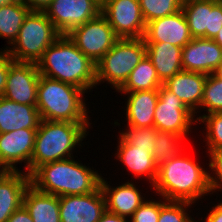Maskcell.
Listing matches in <instances>:
<instances>
[{
    "mask_svg": "<svg viewBox=\"0 0 222 222\" xmlns=\"http://www.w3.org/2000/svg\"><path fill=\"white\" fill-rule=\"evenodd\" d=\"M182 11L193 38L214 39L222 28V0H183Z\"/></svg>",
    "mask_w": 222,
    "mask_h": 222,
    "instance_id": "cell-12",
    "label": "cell"
},
{
    "mask_svg": "<svg viewBox=\"0 0 222 222\" xmlns=\"http://www.w3.org/2000/svg\"><path fill=\"white\" fill-rule=\"evenodd\" d=\"M205 222H222V203L214 206Z\"/></svg>",
    "mask_w": 222,
    "mask_h": 222,
    "instance_id": "cell-39",
    "label": "cell"
},
{
    "mask_svg": "<svg viewBox=\"0 0 222 222\" xmlns=\"http://www.w3.org/2000/svg\"><path fill=\"white\" fill-rule=\"evenodd\" d=\"M194 113L164 85L158 89V101L154 111V127L180 137L189 134Z\"/></svg>",
    "mask_w": 222,
    "mask_h": 222,
    "instance_id": "cell-10",
    "label": "cell"
},
{
    "mask_svg": "<svg viewBox=\"0 0 222 222\" xmlns=\"http://www.w3.org/2000/svg\"><path fill=\"white\" fill-rule=\"evenodd\" d=\"M84 93L81 88L40 75L36 107L41 120L89 123Z\"/></svg>",
    "mask_w": 222,
    "mask_h": 222,
    "instance_id": "cell-5",
    "label": "cell"
},
{
    "mask_svg": "<svg viewBox=\"0 0 222 222\" xmlns=\"http://www.w3.org/2000/svg\"><path fill=\"white\" fill-rule=\"evenodd\" d=\"M23 206L33 222H61L59 197L36 190L29 185L23 196Z\"/></svg>",
    "mask_w": 222,
    "mask_h": 222,
    "instance_id": "cell-24",
    "label": "cell"
},
{
    "mask_svg": "<svg viewBox=\"0 0 222 222\" xmlns=\"http://www.w3.org/2000/svg\"><path fill=\"white\" fill-rule=\"evenodd\" d=\"M185 138L175 135L171 132L160 131L156 129V139L152 152L154 162L157 166L172 157L177 156L181 152L180 141Z\"/></svg>",
    "mask_w": 222,
    "mask_h": 222,
    "instance_id": "cell-28",
    "label": "cell"
},
{
    "mask_svg": "<svg viewBox=\"0 0 222 222\" xmlns=\"http://www.w3.org/2000/svg\"><path fill=\"white\" fill-rule=\"evenodd\" d=\"M40 75L81 88L96 85V65L84 55L67 35H61L37 62Z\"/></svg>",
    "mask_w": 222,
    "mask_h": 222,
    "instance_id": "cell-2",
    "label": "cell"
},
{
    "mask_svg": "<svg viewBox=\"0 0 222 222\" xmlns=\"http://www.w3.org/2000/svg\"><path fill=\"white\" fill-rule=\"evenodd\" d=\"M101 14L119 38L144 37L146 22L139 0H101Z\"/></svg>",
    "mask_w": 222,
    "mask_h": 222,
    "instance_id": "cell-9",
    "label": "cell"
},
{
    "mask_svg": "<svg viewBox=\"0 0 222 222\" xmlns=\"http://www.w3.org/2000/svg\"><path fill=\"white\" fill-rule=\"evenodd\" d=\"M222 61V48L213 40L193 38L182 48L181 63L184 71L210 75Z\"/></svg>",
    "mask_w": 222,
    "mask_h": 222,
    "instance_id": "cell-17",
    "label": "cell"
},
{
    "mask_svg": "<svg viewBox=\"0 0 222 222\" xmlns=\"http://www.w3.org/2000/svg\"><path fill=\"white\" fill-rule=\"evenodd\" d=\"M7 222H33L32 217L22 205L9 217Z\"/></svg>",
    "mask_w": 222,
    "mask_h": 222,
    "instance_id": "cell-38",
    "label": "cell"
},
{
    "mask_svg": "<svg viewBox=\"0 0 222 222\" xmlns=\"http://www.w3.org/2000/svg\"><path fill=\"white\" fill-rule=\"evenodd\" d=\"M19 1H21L26 7H28L30 11L44 12L53 0H19Z\"/></svg>",
    "mask_w": 222,
    "mask_h": 222,
    "instance_id": "cell-37",
    "label": "cell"
},
{
    "mask_svg": "<svg viewBox=\"0 0 222 222\" xmlns=\"http://www.w3.org/2000/svg\"><path fill=\"white\" fill-rule=\"evenodd\" d=\"M106 211L100 186L92 193L59 196L61 222H98Z\"/></svg>",
    "mask_w": 222,
    "mask_h": 222,
    "instance_id": "cell-14",
    "label": "cell"
},
{
    "mask_svg": "<svg viewBox=\"0 0 222 222\" xmlns=\"http://www.w3.org/2000/svg\"><path fill=\"white\" fill-rule=\"evenodd\" d=\"M200 107H207L208 114L222 112V79L208 75Z\"/></svg>",
    "mask_w": 222,
    "mask_h": 222,
    "instance_id": "cell-30",
    "label": "cell"
},
{
    "mask_svg": "<svg viewBox=\"0 0 222 222\" xmlns=\"http://www.w3.org/2000/svg\"><path fill=\"white\" fill-rule=\"evenodd\" d=\"M143 38L146 43L164 42L181 48L193 39L182 9L173 15L148 22Z\"/></svg>",
    "mask_w": 222,
    "mask_h": 222,
    "instance_id": "cell-16",
    "label": "cell"
},
{
    "mask_svg": "<svg viewBox=\"0 0 222 222\" xmlns=\"http://www.w3.org/2000/svg\"><path fill=\"white\" fill-rule=\"evenodd\" d=\"M100 188L105 197L106 211L122 217L132 216L145 201L133 183L126 182L116 188H110L101 177Z\"/></svg>",
    "mask_w": 222,
    "mask_h": 222,
    "instance_id": "cell-21",
    "label": "cell"
},
{
    "mask_svg": "<svg viewBox=\"0 0 222 222\" xmlns=\"http://www.w3.org/2000/svg\"><path fill=\"white\" fill-rule=\"evenodd\" d=\"M44 13L61 35H67L101 13V0H53Z\"/></svg>",
    "mask_w": 222,
    "mask_h": 222,
    "instance_id": "cell-11",
    "label": "cell"
},
{
    "mask_svg": "<svg viewBox=\"0 0 222 222\" xmlns=\"http://www.w3.org/2000/svg\"><path fill=\"white\" fill-rule=\"evenodd\" d=\"M208 75L200 72L180 71L163 85L175 94L194 114L201 106L205 82Z\"/></svg>",
    "mask_w": 222,
    "mask_h": 222,
    "instance_id": "cell-19",
    "label": "cell"
},
{
    "mask_svg": "<svg viewBox=\"0 0 222 222\" xmlns=\"http://www.w3.org/2000/svg\"><path fill=\"white\" fill-rule=\"evenodd\" d=\"M210 154V163H209V167H211V169L213 171H215V176H210L211 174H209V183H210V187H211V191H215L217 189H220L222 186V148L215 150V151H211L209 152Z\"/></svg>",
    "mask_w": 222,
    "mask_h": 222,
    "instance_id": "cell-35",
    "label": "cell"
},
{
    "mask_svg": "<svg viewBox=\"0 0 222 222\" xmlns=\"http://www.w3.org/2000/svg\"><path fill=\"white\" fill-rule=\"evenodd\" d=\"M89 123L41 120L36 131L34 151L28 167L30 175L37 167L71 158V152L85 138Z\"/></svg>",
    "mask_w": 222,
    "mask_h": 222,
    "instance_id": "cell-4",
    "label": "cell"
},
{
    "mask_svg": "<svg viewBox=\"0 0 222 222\" xmlns=\"http://www.w3.org/2000/svg\"><path fill=\"white\" fill-rule=\"evenodd\" d=\"M197 120L205 122L207 127L206 139L208 142V151H215L222 148V112L221 113H209L207 115H202L194 121Z\"/></svg>",
    "mask_w": 222,
    "mask_h": 222,
    "instance_id": "cell-32",
    "label": "cell"
},
{
    "mask_svg": "<svg viewBox=\"0 0 222 222\" xmlns=\"http://www.w3.org/2000/svg\"><path fill=\"white\" fill-rule=\"evenodd\" d=\"M37 129H18L0 133V169L1 171H18L15 163L25 162L28 167L34 151ZM27 161V162H26ZM2 167V168H1Z\"/></svg>",
    "mask_w": 222,
    "mask_h": 222,
    "instance_id": "cell-15",
    "label": "cell"
},
{
    "mask_svg": "<svg viewBox=\"0 0 222 222\" xmlns=\"http://www.w3.org/2000/svg\"><path fill=\"white\" fill-rule=\"evenodd\" d=\"M159 214L160 202L144 201L131 216V222H158Z\"/></svg>",
    "mask_w": 222,
    "mask_h": 222,
    "instance_id": "cell-34",
    "label": "cell"
},
{
    "mask_svg": "<svg viewBox=\"0 0 222 222\" xmlns=\"http://www.w3.org/2000/svg\"><path fill=\"white\" fill-rule=\"evenodd\" d=\"M118 154L123 164L135 174V176H147L152 184L156 180L158 166L154 162L152 152L148 148L135 147L133 145L124 143L119 138Z\"/></svg>",
    "mask_w": 222,
    "mask_h": 222,
    "instance_id": "cell-25",
    "label": "cell"
},
{
    "mask_svg": "<svg viewBox=\"0 0 222 222\" xmlns=\"http://www.w3.org/2000/svg\"><path fill=\"white\" fill-rule=\"evenodd\" d=\"M67 36L95 65L120 39L101 13L72 29Z\"/></svg>",
    "mask_w": 222,
    "mask_h": 222,
    "instance_id": "cell-8",
    "label": "cell"
},
{
    "mask_svg": "<svg viewBox=\"0 0 222 222\" xmlns=\"http://www.w3.org/2000/svg\"><path fill=\"white\" fill-rule=\"evenodd\" d=\"M153 188L165 201L194 203L211 191L209 173L180 152L158 166Z\"/></svg>",
    "mask_w": 222,
    "mask_h": 222,
    "instance_id": "cell-1",
    "label": "cell"
},
{
    "mask_svg": "<svg viewBox=\"0 0 222 222\" xmlns=\"http://www.w3.org/2000/svg\"><path fill=\"white\" fill-rule=\"evenodd\" d=\"M100 180L96 171L72 157L40 165L30 174V185L36 190L58 197L92 193L100 186Z\"/></svg>",
    "mask_w": 222,
    "mask_h": 222,
    "instance_id": "cell-3",
    "label": "cell"
},
{
    "mask_svg": "<svg viewBox=\"0 0 222 222\" xmlns=\"http://www.w3.org/2000/svg\"><path fill=\"white\" fill-rule=\"evenodd\" d=\"M98 222H128L126 217L105 211Z\"/></svg>",
    "mask_w": 222,
    "mask_h": 222,
    "instance_id": "cell-40",
    "label": "cell"
},
{
    "mask_svg": "<svg viewBox=\"0 0 222 222\" xmlns=\"http://www.w3.org/2000/svg\"><path fill=\"white\" fill-rule=\"evenodd\" d=\"M213 40L222 48V28Z\"/></svg>",
    "mask_w": 222,
    "mask_h": 222,
    "instance_id": "cell-42",
    "label": "cell"
},
{
    "mask_svg": "<svg viewBox=\"0 0 222 222\" xmlns=\"http://www.w3.org/2000/svg\"><path fill=\"white\" fill-rule=\"evenodd\" d=\"M40 73L37 63H10L3 97L21 104L36 105Z\"/></svg>",
    "mask_w": 222,
    "mask_h": 222,
    "instance_id": "cell-13",
    "label": "cell"
},
{
    "mask_svg": "<svg viewBox=\"0 0 222 222\" xmlns=\"http://www.w3.org/2000/svg\"><path fill=\"white\" fill-rule=\"evenodd\" d=\"M183 0H139L146 24L154 19L173 15L182 9Z\"/></svg>",
    "mask_w": 222,
    "mask_h": 222,
    "instance_id": "cell-29",
    "label": "cell"
},
{
    "mask_svg": "<svg viewBox=\"0 0 222 222\" xmlns=\"http://www.w3.org/2000/svg\"><path fill=\"white\" fill-rule=\"evenodd\" d=\"M163 83L157 76L156 69L147 55L133 69L118 92H136L145 90H158Z\"/></svg>",
    "mask_w": 222,
    "mask_h": 222,
    "instance_id": "cell-26",
    "label": "cell"
},
{
    "mask_svg": "<svg viewBox=\"0 0 222 222\" xmlns=\"http://www.w3.org/2000/svg\"><path fill=\"white\" fill-rule=\"evenodd\" d=\"M15 0H0V7L3 5H8L14 2Z\"/></svg>",
    "mask_w": 222,
    "mask_h": 222,
    "instance_id": "cell-43",
    "label": "cell"
},
{
    "mask_svg": "<svg viewBox=\"0 0 222 222\" xmlns=\"http://www.w3.org/2000/svg\"><path fill=\"white\" fill-rule=\"evenodd\" d=\"M191 204L184 201H161L158 222H195L187 215L185 208Z\"/></svg>",
    "mask_w": 222,
    "mask_h": 222,
    "instance_id": "cell-33",
    "label": "cell"
},
{
    "mask_svg": "<svg viewBox=\"0 0 222 222\" xmlns=\"http://www.w3.org/2000/svg\"><path fill=\"white\" fill-rule=\"evenodd\" d=\"M41 118L36 105L21 104L0 97V133L38 129Z\"/></svg>",
    "mask_w": 222,
    "mask_h": 222,
    "instance_id": "cell-20",
    "label": "cell"
},
{
    "mask_svg": "<svg viewBox=\"0 0 222 222\" xmlns=\"http://www.w3.org/2000/svg\"><path fill=\"white\" fill-rule=\"evenodd\" d=\"M129 93L126 117L130 127H154V111L158 101V90Z\"/></svg>",
    "mask_w": 222,
    "mask_h": 222,
    "instance_id": "cell-23",
    "label": "cell"
},
{
    "mask_svg": "<svg viewBox=\"0 0 222 222\" xmlns=\"http://www.w3.org/2000/svg\"><path fill=\"white\" fill-rule=\"evenodd\" d=\"M146 55L144 38H120L96 64V85L107 81L118 90Z\"/></svg>",
    "mask_w": 222,
    "mask_h": 222,
    "instance_id": "cell-7",
    "label": "cell"
},
{
    "mask_svg": "<svg viewBox=\"0 0 222 222\" xmlns=\"http://www.w3.org/2000/svg\"><path fill=\"white\" fill-rule=\"evenodd\" d=\"M120 139L124 143L135 147L148 148V151L153 152L154 142L156 139V128L129 126L128 131L120 134Z\"/></svg>",
    "mask_w": 222,
    "mask_h": 222,
    "instance_id": "cell-31",
    "label": "cell"
},
{
    "mask_svg": "<svg viewBox=\"0 0 222 222\" xmlns=\"http://www.w3.org/2000/svg\"><path fill=\"white\" fill-rule=\"evenodd\" d=\"M13 60L8 49L0 52V97L4 94L9 66Z\"/></svg>",
    "mask_w": 222,
    "mask_h": 222,
    "instance_id": "cell-36",
    "label": "cell"
},
{
    "mask_svg": "<svg viewBox=\"0 0 222 222\" xmlns=\"http://www.w3.org/2000/svg\"><path fill=\"white\" fill-rule=\"evenodd\" d=\"M29 185L30 175L27 173L0 170V222H7L23 205V196Z\"/></svg>",
    "mask_w": 222,
    "mask_h": 222,
    "instance_id": "cell-18",
    "label": "cell"
},
{
    "mask_svg": "<svg viewBox=\"0 0 222 222\" xmlns=\"http://www.w3.org/2000/svg\"><path fill=\"white\" fill-rule=\"evenodd\" d=\"M181 52V47L169 43H146V55L153 63L157 76L163 84L183 70Z\"/></svg>",
    "mask_w": 222,
    "mask_h": 222,
    "instance_id": "cell-22",
    "label": "cell"
},
{
    "mask_svg": "<svg viewBox=\"0 0 222 222\" xmlns=\"http://www.w3.org/2000/svg\"><path fill=\"white\" fill-rule=\"evenodd\" d=\"M215 77L222 79V61L212 73Z\"/></svg>",
    "mask_w": 222,
    "mask_h": 222,
    "instance_id": "cell-41",
    "label": "cell"
},
{
    "mask_svg": "<svg viewBox=\"0 0 222 222\" xmlns=\"http://www.w3.org/2000/svg\"><path fill=\"white\" fill-rule=\"evenodd\" d=\"M30 12L21 1L15 0L11 4L0 7V37L7 38L8 44H13L25 17Z\"/></svg>",
    "mask_w": 222,
    "mask_h": 222,
    "instance_id": "cell-27",
    "label": "cell"
},
{
    "mask_svg": "<svg viewBox=\"0 0 222 222\" xmlns=\"http://www.w3.org/2000/svg\"><path fill=\"white\" fill-rule=\"evenodd\" d=\"M60 36L44 12L30 11L12 44L13 49L9 48L8 52L16 61L37 63Z\"/></svg>",
    "mask_w": 222,
    "mask_h": 222,
    "instance_id": "cell-6",
    "label": "cell"
}]
</instances>
